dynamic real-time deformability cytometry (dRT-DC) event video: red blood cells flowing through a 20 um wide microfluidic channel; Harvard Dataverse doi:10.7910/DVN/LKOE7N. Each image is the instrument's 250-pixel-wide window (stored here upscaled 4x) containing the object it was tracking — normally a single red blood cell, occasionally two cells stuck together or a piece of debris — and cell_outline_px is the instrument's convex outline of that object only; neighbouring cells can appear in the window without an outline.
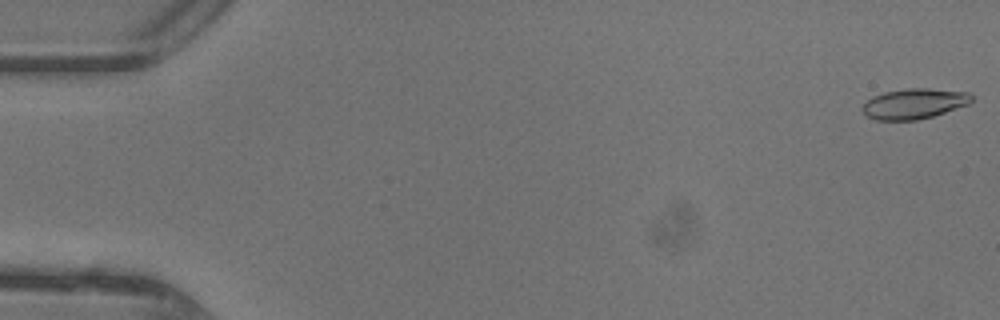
{"species": "common noctule bat (a hibernating species)", "species_latin": "Nyctalus noctula", "temperature_condition": "warm", "stored_images_in_passage": 47, "camera_frame_rate_fps": 3000, "um_per_image_px": 0.085, "animal": {"sex": "female"}, "frame": {"image": 1, "passage_image": 1, "time_ms": 0.0, "image_size_px": [1000, 320], "cell_outline_px": [[972, 100], [968, 104], [932, 116], [916, 120], [876, 120], [868, 116], [860, 108], [872, 96], [884, 92], [908, 88], [928, 88], [968, 92], [972, 96]], "centroid_in_image_um": [77.68, 8.8], "position_along_channel_um": 7.3, "area_um2": 19.13}}
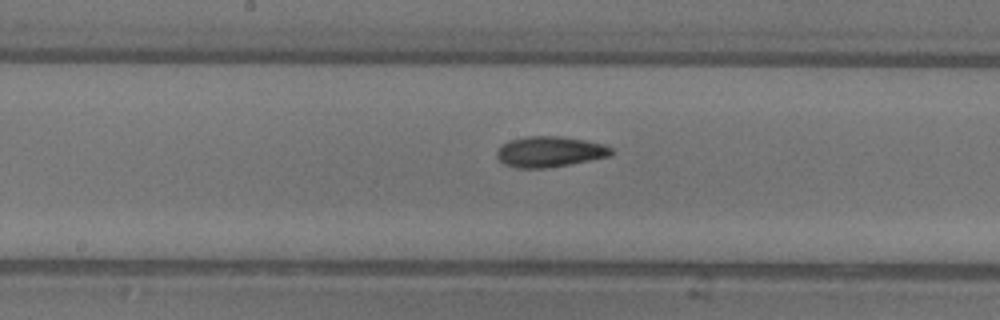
{"frame": {"image": 2, "passage_image": 25, "time_ms": 8.0, "image_size_px": [1000, 320], "cell_outline_px": [[612, 156], [548, 168], [516, 168], [504, 164], [496, 156], [496, 152], [500, 144], [508, 140], [524, 136], [560, 136], [584, 140], [604, 144], [612, 148]], "centroid_in_image_um": [46.69, 12.89], "position_along_channel_um": 201.5, "area_um2": 20.69}}
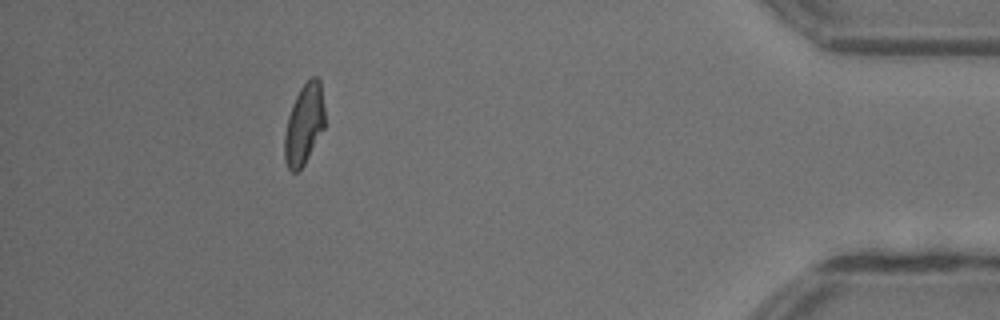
{"frame": {"image": 3, "passage_image": 43, "time_ms": 14.0, "image_size_px": [1000, 320], "cell_outline_px": [[324, 128], [304, 164], [296, 172], [292, 172], [288, 168], [284, 160], [284, 136], [288, 116], [292, 104], [300, 88], [312, 76], [316, 76], [320, 80], [324, 108]], "centroid_in_image_um": [25.84, 10.56], "position_along_channel_um": 409.4, "area_um2": 18.79}, "authors_computed_cell_mechanics": {"area_um2": 19.5942, "velocity_mm_per_s": 4.4126, "shape_relaxation_time_tau1_ms": 6.7455, "shape_relaxation_time_tau2_ms": 3.0674, "deformation_change_tau1": 0.2128, "deformation_change_tau2": 0.1}}